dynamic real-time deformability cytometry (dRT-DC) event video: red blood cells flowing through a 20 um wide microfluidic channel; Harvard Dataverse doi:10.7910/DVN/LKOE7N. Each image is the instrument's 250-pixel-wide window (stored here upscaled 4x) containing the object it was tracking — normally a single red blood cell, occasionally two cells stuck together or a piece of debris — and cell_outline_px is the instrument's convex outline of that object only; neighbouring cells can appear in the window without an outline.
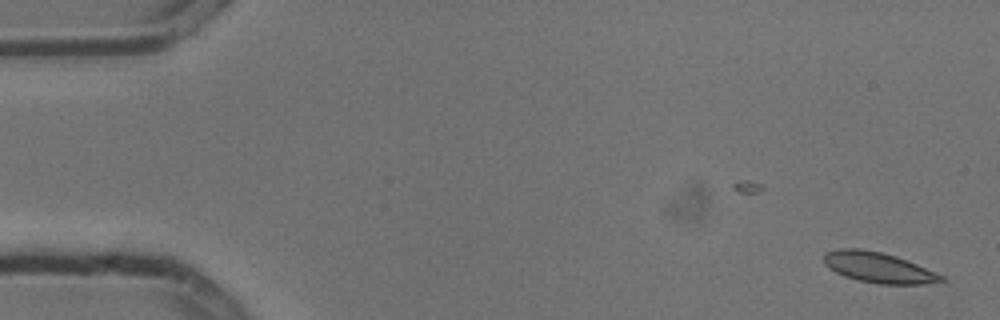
{"species": "common noctule bat (a hibernating species)", "species_latin": "Nyctalus noctula", "temperature_condition": "cold", "stored_images_in_passage": 2, "camera_frame_rate_fps": 3000, "um_per_image_px": 0.085, "animal": {"sex": "male", "body_mass_g": 13.3}, "frame": {"image": 1, "passage_image": 2, "time_ms": 0.333, "image_size_px": [1000, 320], "cell_outline_px": [[944, 280], [924, 284], [880, 284], [856, 280], [844, 276], [828, 268], [824, 264], [824, 252], [840, 248], [860, 248], [880, 252], [896, 256], [908, 260], [944, 276]], "centroid_in_image_um": [74.62, 22.73], "position_along_channel_um": 10.4, "area_um2": 20.87}}